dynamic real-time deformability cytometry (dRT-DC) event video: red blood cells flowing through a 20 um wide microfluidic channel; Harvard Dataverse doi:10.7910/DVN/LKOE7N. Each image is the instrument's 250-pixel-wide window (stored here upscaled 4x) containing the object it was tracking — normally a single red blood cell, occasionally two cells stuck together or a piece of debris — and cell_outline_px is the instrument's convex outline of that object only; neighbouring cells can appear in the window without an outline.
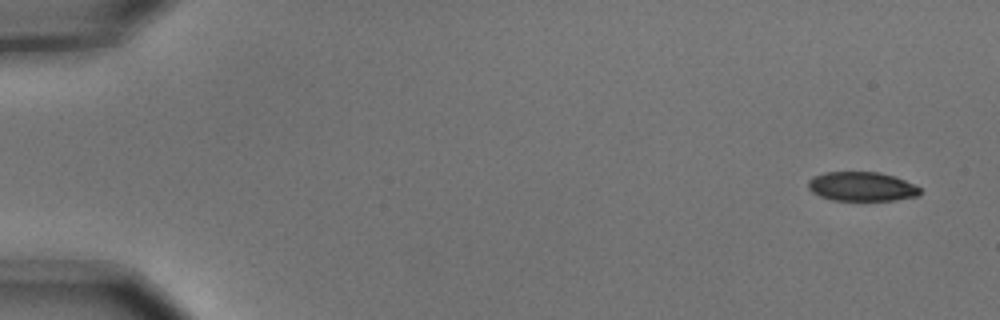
{"species": "common noctule bat (a hibernating species)", "species_latin": "Nyctalus noctula", "temperature_condition": "cold", "stored_images_in_passage": 2, "segment_of_instrument_passage": [2, 2], "camera_frame_rate_fps": 3000, "um_per_image_px": 0.085, "animal": {"sex": "male", "body_mass_g": 15.6}, "frame": {"image": 1, "passage_image": 2, "time_ms": 0.333, "image_size_px": [1000, 320], "cell_outline_px": [[920, 196], [896, 200], [832, 200], [820, 196], [812, 192], [808, 188], [808, 180], [812, 176], [824, 172], [880, 172], [904, 180], [920, 188]], "centroid_in_image_um": [73.22, 15.85], "position_along_channel_um": 11.8, "area_um2": 19.07}}